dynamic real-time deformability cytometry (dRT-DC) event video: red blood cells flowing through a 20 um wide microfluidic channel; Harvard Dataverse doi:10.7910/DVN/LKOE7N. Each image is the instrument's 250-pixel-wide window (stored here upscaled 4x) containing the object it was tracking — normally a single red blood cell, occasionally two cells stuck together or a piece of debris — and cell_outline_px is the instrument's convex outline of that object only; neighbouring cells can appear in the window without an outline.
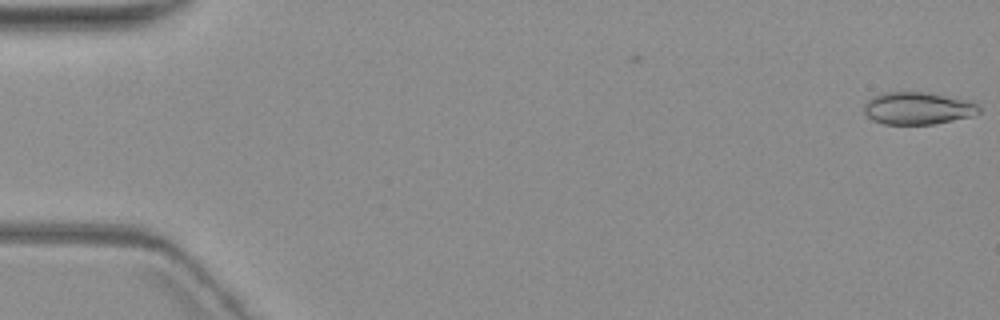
{"species": "common noctule bat (a hibernating species)", "species_latin": "Nyctalus noctula", "temperature_condition": "warm", "stored_images_in_passage": 5, "camera_frame_rate_fps": 3000, "um_per_image_px": 0.085, "animal": {"sex": "female", "body_mass_g": 19.3, "forearm_length_mm": 54.1}, "frame": {"image": 1, "passage_image": 1, "time_ms": 0.0, "image_size_px": [1000, 320], "cell_outline_px": [[980, 112], [972, 116], [932, 124], [884, 124], [872, 120], [864, 112], [864, 104], [868, 100], [884, 92], [928, 92], [972, 100], [980, 108]], "centroid_in_image_um": [78.04, 9.19], "position_along_channel_um": 7.0, "area_um2": 21.73}}
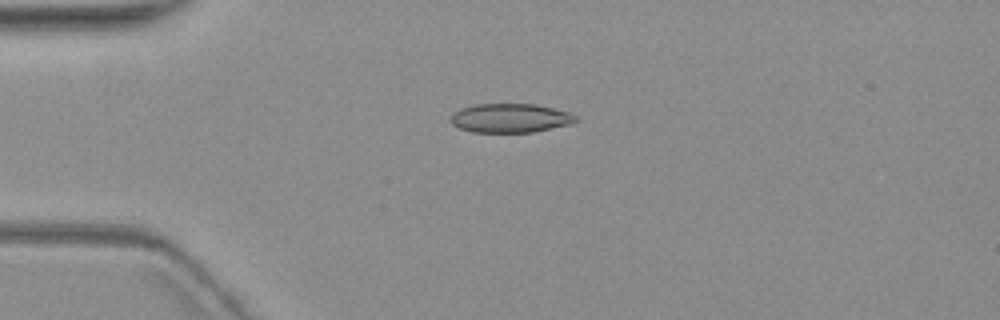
{"frame": {"image": 2, "passage_image": 5, "time_ms": 4.667, "image_size_px": [1000, 320], "cell_outline_px": [[580, 120], [572, 124], [532, 132], [472, 132], [460, 128], [452, 124], [452, 112], [460, 108], [476, 104], [536, 104], [568, 112], [576, 116]], "centroid_in_image_um": [43.39, 10.03], "position_along_channel_um": 41.6, "area_um2": 21.15}}